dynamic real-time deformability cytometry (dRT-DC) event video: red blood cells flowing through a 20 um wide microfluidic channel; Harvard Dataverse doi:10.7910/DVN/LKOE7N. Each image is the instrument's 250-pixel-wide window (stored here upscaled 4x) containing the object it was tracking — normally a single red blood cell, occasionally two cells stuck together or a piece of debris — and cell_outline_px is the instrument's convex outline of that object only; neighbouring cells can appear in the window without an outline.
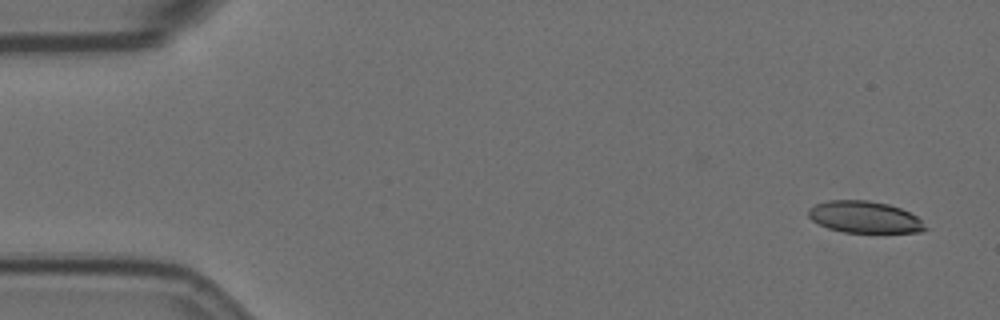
{"species": "Egyptian fruit bat (a non-hibernating species)", "species_latin": "Rousettus aegyptiacus", "temperature_condition": "room temperature", "stored_images_in_passage": 56, "camera_frame_rate_fps": 3000, "um_per_image_px": 0.085, "animal": {"sex": "female"}, "frame": {"image": 1, "passage_image": 1, "time_ms": 0.0, "image_size_px": [1000, 320], "cell_outline_px": [[928, 228], [920, 232], [844, 232], [828, 228], [812, 220], [808, 216], [808, 208], [816, 204], [828, 200], [868, 200], [888, 204], [900, 208], [916, 216]], "centroid_in_image_um": [73.46, 18.44], "position_along_channel_um": 11.5, "area_um2": 21.44}}
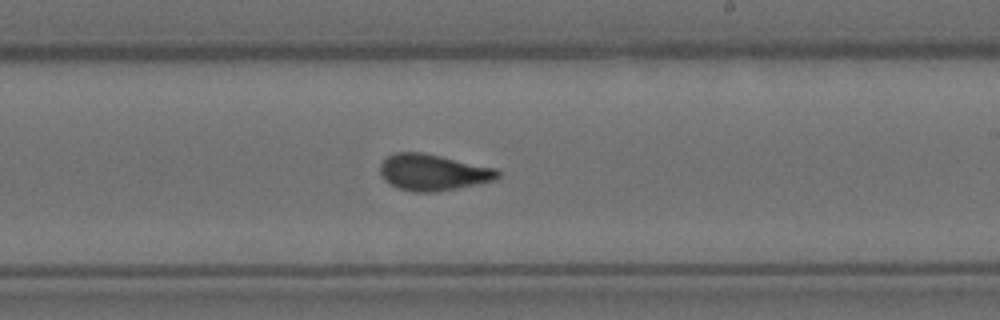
{"frame": {"image": 2, "passage_image": 32, "time_ms": 10.333, "image_size_px": [1000, 320], "cell_outline_px": [[500, 176], [496, 180], [436, 192], [412, 192], [396, 188], [388, 184], [380, 176], [380, 164], [388, 156], [396, 152], [424, 152], [496, 168], [500, 172]], "centroid_in_image_um": [36.78, 14.65], "position_along_channel_um": 252.2, "area_um2": 25.14}}
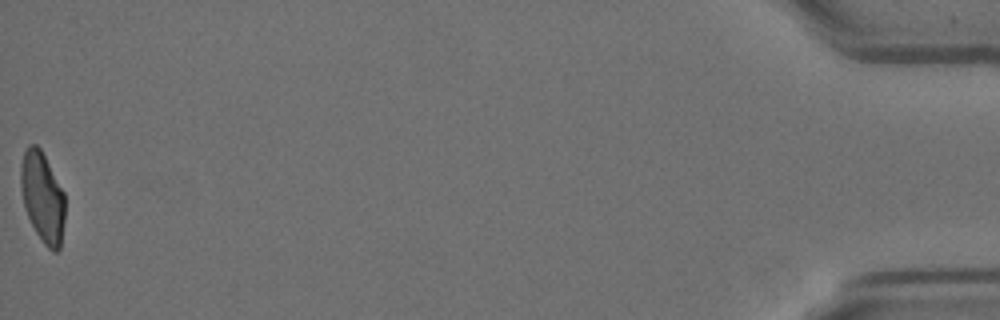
{"frame": {"image": 3, "passage_image": 56, "time_ms": 18.333, "image_size_px": [1000, 320], "cell_outline_px": [[64, 220], [60, 248], [56, 252], [52, 252], [44, 244], [36, 232], [24, 208], [20, 184], [20, 164], [24, 148], [28, 144], [36, 144], [40, 148], [64, 192]], "centroid_in_image_um": [3.59, 16.73], "position_along_channel_um": 431.6, "area_um2": 23.35}, "authors_computed_cell_mechanics": {"area_um2": 24.0448, "velocity_mm_per_s": 3.5157, "shape_relaxation_time_tau1_ms": 6.7396, "shape_relaxation_time_tau2_ms": 1.1952, "deformation_change_tau1": 0.204, "deformation_change_tau2": 0.0876}}